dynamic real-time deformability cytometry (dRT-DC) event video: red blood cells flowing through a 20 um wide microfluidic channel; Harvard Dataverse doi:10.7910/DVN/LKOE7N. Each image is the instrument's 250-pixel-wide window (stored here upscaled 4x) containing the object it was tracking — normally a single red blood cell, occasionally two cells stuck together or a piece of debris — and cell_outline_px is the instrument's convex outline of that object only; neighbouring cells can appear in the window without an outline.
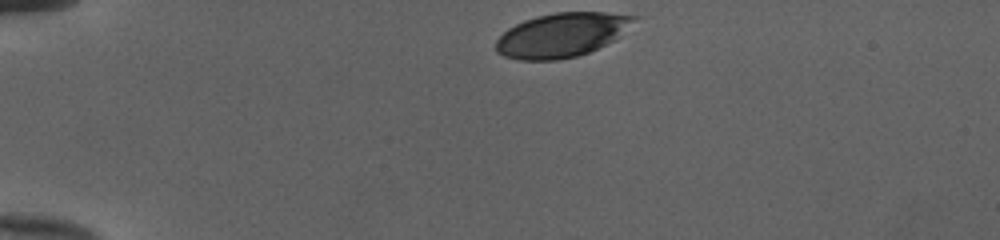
{"species": "human", "species_latin": "Homo sapiens", "temperature_condition": "cold", "stored_images_in_passage": 34, "camera_frame_rate_fps": 3000, "um_per_image_px": 0.085, "donor": {"sex": "female"}, "frame": {"image": 1, "passage_image": 1, "time_ms": 0.0, "image_size_px": [1000, 240], "cell_outline_px": [[644, 16], [620, 36], [588, 52], [576, 56], [560, 60], [516, 60], [504, 56], [496, 52], [496, 40], [508, 28], [524, 20], [536, 16], [556, 12], [604, 12]], "centroid_in_image_um": [47.79, 2.96], "position_along_channel_um": 37.2, "area_um2": 35.78}}
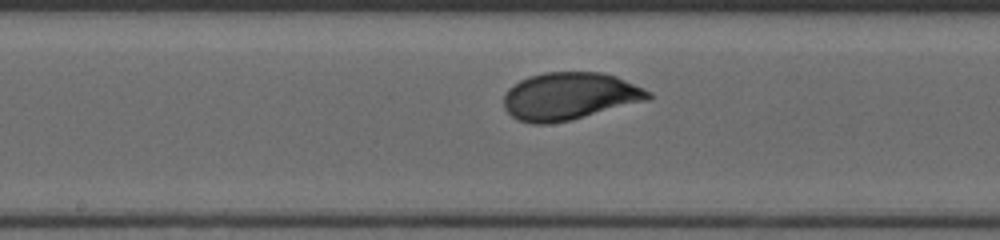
{"frame": {"image": 2, "passage_image": 18, "time_ms": 5.667, "image_size_px": [1000, 240], "cell_outline_px": [[652, 100], [572, 120], [548, 124], [532, 124], [516, 120], [504, 108], [504, 96], [508, 88], [520, 80], [528, 76], [544, 72], [600, 72], [616, 76], [644, 88], [652, 92]], "centroid_in_image_um": [48.44, 8.19], "position_along_channel_um": 199.8, "area_um2": 40.58}}
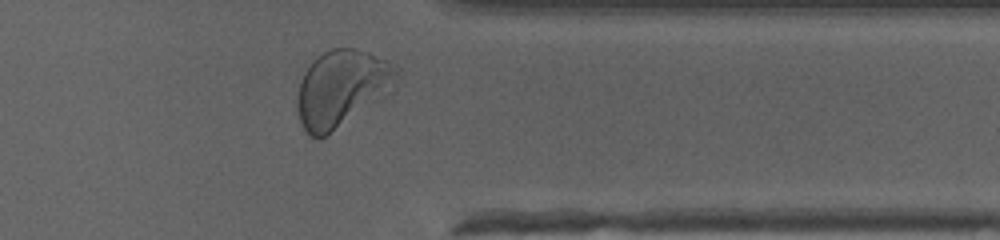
{"frame": {"image": 3, "passage_image": 32, "time_ms": 10.333, "image_size_px": [1000, 240], "cell_outline_px": [[400, 72], [384, 96], [320, 140], [316, 140], [308, 136], [300, 120], [296, 104], [296, 100], [300, 80], [304, 72], [312, 60], [324, 52], [332, 48], [356, 48], [368, 52], [388, 60], [396, 64], [400, 68]], "centroid_in_image_um": [29.01, 7.5], "position_along_channel_um": 382.4, "area_um2": 44.33}, "authors_computed_cell_mechanics": {"area_um2": 39.1306, "velocity_mm_per_s": 3.9768, "shape_relaxation_time_tau1_ms": 2.4553, "shape_relaxation_time_tau2_ms": null, "deformation_change_tau1": 0.1501, "deformation_change_tau2": null}}